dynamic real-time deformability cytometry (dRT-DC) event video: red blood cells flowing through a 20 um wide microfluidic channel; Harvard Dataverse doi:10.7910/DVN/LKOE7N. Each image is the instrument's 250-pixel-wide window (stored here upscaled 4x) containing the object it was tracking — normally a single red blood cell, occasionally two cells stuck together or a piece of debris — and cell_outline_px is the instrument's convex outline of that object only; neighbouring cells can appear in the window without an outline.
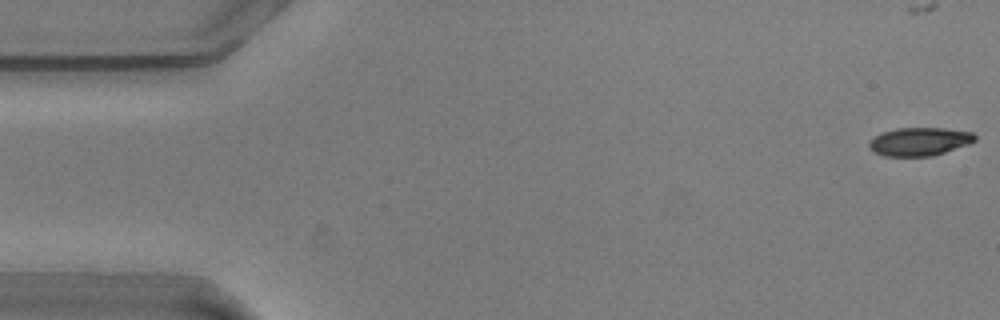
{"species": "common noctule bat (a hibernating species)", "species_latin": "Nyctalus noctula", "temperature_condition": "warm", "stored_images_in_passage": 42, "camera_frame_rate_fps": 3000, "um_per_image_px": 0.085, "animal": {"sex": "male", "body_mass_g": 20.5, "forearm_length_mm": 52.5}, "frame": {"image": 1, "passage_image": 1, "time_ms": 0.0, "image_size_px": [1000, 320], "cell_outline_px": [[976, 140], [968, 144], [932, 156], [884, 156], [872, 152], [868, 148], [868, 144], [880, 132], [896, 128], [944, 128], [972, 132], [976, 136]], "centroid_in_image_um": [78.12, 12.03], "position_along_channel_um": 6.9, "area_um2": 17.46}}
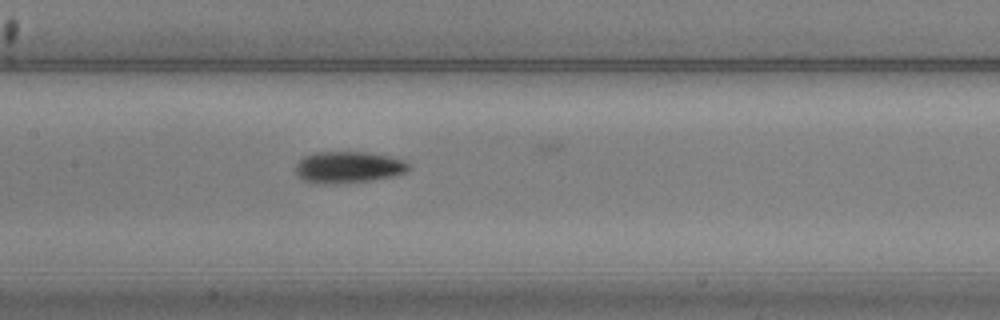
{"frame": {"image": 2, "passage_image": 26, "time_ms": 8.333, "image_size_px": [1000, 320], "cell_outline_px": [[408, 172], [392, 176], [368, 180], [332, 184], [304, 180], [296, 172], [296, 164], [304, 156], [312, 152], [372, 152], [404, 160], [408, 164]], "centroid_in_image_um": [29.62, 14.19], "position_along_channel_um": 177.8, "area_um2": 20.52}}
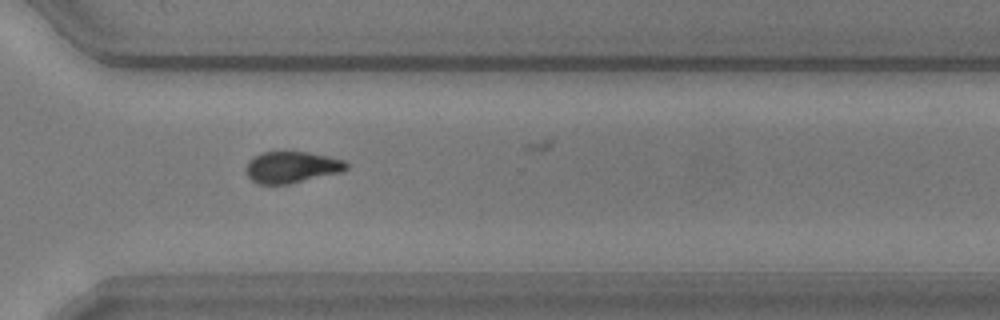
{"frame": {"image": 3, "passage_image": 40, "time_ms": 13.0, "image_size_px": [1000, 320], "cell_outline_px": [[348, 168], [344, 172], [288, 184], [256, 184], [248, 176], [244, 168], [248, 160], [252, 156], [260, 152], [308, 152], [328, 156], [344, 160], [348, 164]], "centroid_in_image_um": [24.78, 14.21], "position_along_channel_um": 345.8, "area_um2": 18.73}}